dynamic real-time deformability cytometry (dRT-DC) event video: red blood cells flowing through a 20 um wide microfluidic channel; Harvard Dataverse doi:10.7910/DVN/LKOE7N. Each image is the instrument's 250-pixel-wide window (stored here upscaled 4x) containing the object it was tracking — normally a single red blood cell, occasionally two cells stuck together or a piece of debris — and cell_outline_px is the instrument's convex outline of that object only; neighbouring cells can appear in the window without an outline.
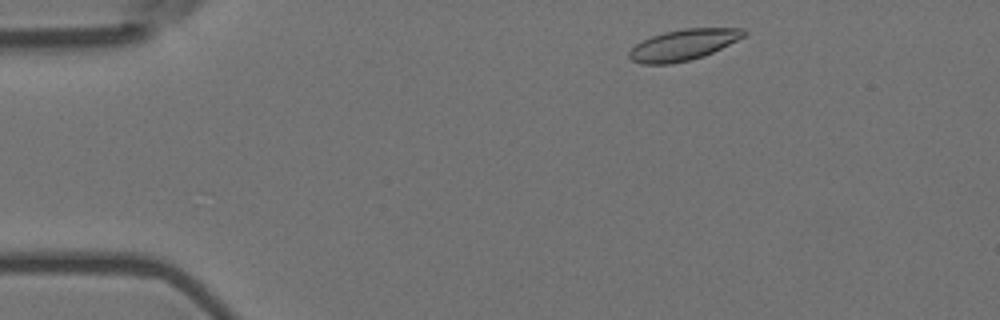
{"species": "Egyptian fruit bat (a non-hibernating species)", "species_latin": "Rousettus aegyptiacus", "temperature_condition": "room temperature", "stored_images_in_passage": 19, "segment_of_instrument_passage": [1, 2], "camera_frame_rate_fps": 3000, "um_per_image_px": 0.085, "animal": {"sex": "female"}, "frame": {"image": 1, "passage_image": 3, "time_ms": 0.667, "image_size_px": [1000, 320], "cell_outline_px": [[744, 36], [704, 56], [692, 60], [672, 64], [640, 64], [632, 60], [628, 56], [628, 52], [636, 44], [652, 36], [664, 32], [684, 28], [744, 28]], "centroid_in_image_um": [58.04, 3.82], "position_along_channel_um": 27.0, "area_um2": 20.52}}
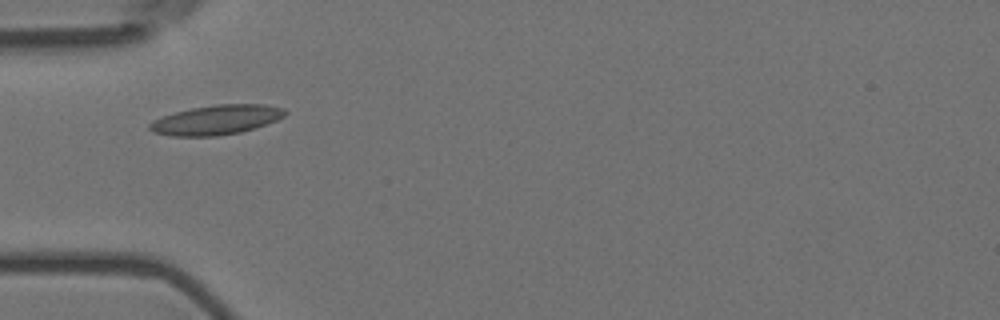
{"frame": {"image": 2, "passage_image": 12, "time_ms": 3.667, "image_size_px": [1000, 320], "cell_outline_px": [[288, 112], [284, 116], [276, 120], [240, 132], [216, 136], [172, 136], [152, 132], [148, 128], [148, 124], [152, 120], [176, 112], [192, 108], [216, 104], [264, 104], [284, 108]], "centroid_in_image_um": [18.36, 10.18], "position_along_channel_um": 66.6, "area_um2": 23.18}}
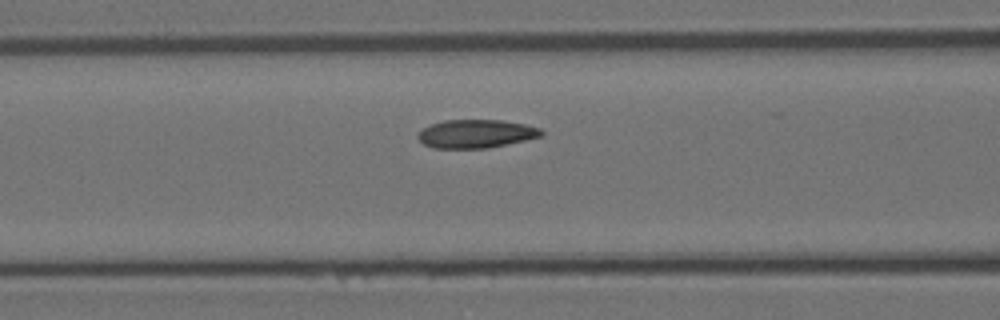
{"frame": {"image": 3, "passage_image": 17, "time_ms": 5.333, "image_size_px": [1000, 320], "cell_outline_px": [[544, 136], [488, 148], [432, 148], [424, 144], [416, 136], [424, 128], [432, 124], [444, 120], [500, 120], [524, 124], [540, 128], [544, 132]], "centroid_in_image_um": [40.49, 11.37], "position_along_channel_um": 126.1, "area_um2": 20.35}}